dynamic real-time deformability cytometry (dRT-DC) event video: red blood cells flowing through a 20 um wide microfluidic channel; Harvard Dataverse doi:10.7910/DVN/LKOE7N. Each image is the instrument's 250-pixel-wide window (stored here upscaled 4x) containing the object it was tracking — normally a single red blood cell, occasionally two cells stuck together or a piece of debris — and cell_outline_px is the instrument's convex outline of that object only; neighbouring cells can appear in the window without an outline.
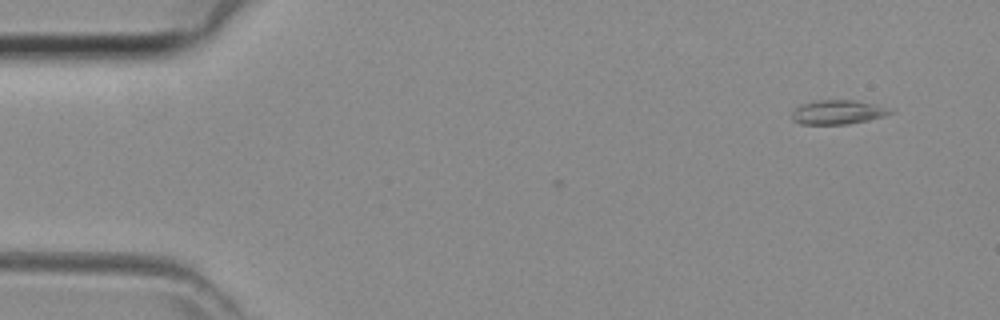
{"species": "common noctule bat (a hibernating species)", "species_latin": "Nyctalus noctula", "temperature_condition": "room temperature", "stored_images_in_passage": 3, "camera_frame_rate_fps": 3000, "um_per_image_px": 0.085, "animal": {"sex": "female", "body_mass_g": 29.2, "forearm_length_mm": 56.3}, "frame": {"image": 1, "passage_image": 1, "time_ms": 0.0, "image_size_px": [1000, 320], "cell_outline_px": [[896, 112], [884, 116], [868, 120], [848, 124], [800, 124], [792, 120], [792, 108], [800, 104], [820, 100], [856, 100], [872, 104]], "centroid_in_image_um": [71.14, 9.54], "position_along_channel_um": 13.9, "area_um2": 13.81}}